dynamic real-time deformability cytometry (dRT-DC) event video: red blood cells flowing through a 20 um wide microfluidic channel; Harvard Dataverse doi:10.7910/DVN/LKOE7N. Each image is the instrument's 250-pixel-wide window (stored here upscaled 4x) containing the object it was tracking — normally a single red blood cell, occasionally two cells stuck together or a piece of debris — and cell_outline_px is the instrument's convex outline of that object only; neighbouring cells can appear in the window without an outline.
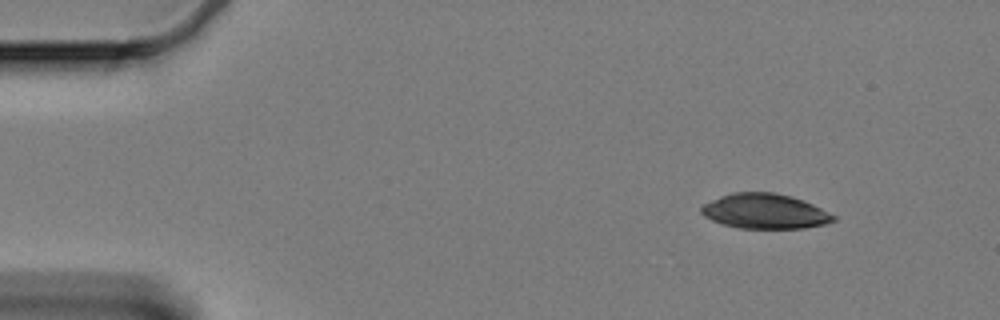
{"species": "Egyptian fruit bat (a non-hibernating species)", "species_latin": "Rousettus aegyptiacus", "temperature_condition": "cold", "stored_images_in_passage": 54, "camera_frame_rate_fps": 3000, "um_per_image_px": 0.085, "animal": {"sex": "female"}, "frame": {"image": 1, "passage_image": 1, "time_ms": 0.0, "image_size_px": [1000, 320], "cell_outline_px": [[836, 220], [824, 224], [804, 228], [740, 228], [724, 224], [712, 220], [704, 216], [700, 212], [700, 208], [704, 204], [720, 196], [732, 192], [776, 192], [792, 196], [804, 200], [836, 216]], "centroid_in_image_um": [65.01, 17.94], "position_along_channel_um": 20.0, "area_um2": 26.88}}
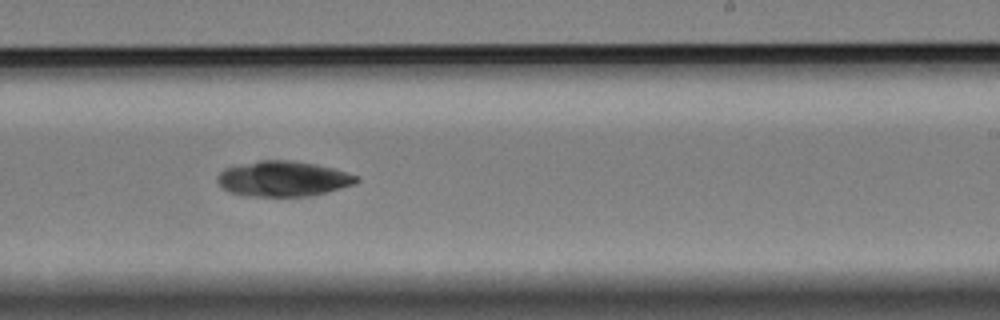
{"frame": {"image": 2, "passage_image": 31, "time_ms": 10.0, "image_size_px": [1000, 320], "cell_outline_px": [[360, 180], [356, 184], [308, 196], [244, 196], [228, 192], [220, 188], [216, 180], [216, 176], [224, 168], [260, 160], [292, 160], [316, 164], [336, 168], [360, 176]], "centroid_in_image_um": [24.06, 15.19], "position_along_channel_um": 264.9, "area_um2": 29.02}}
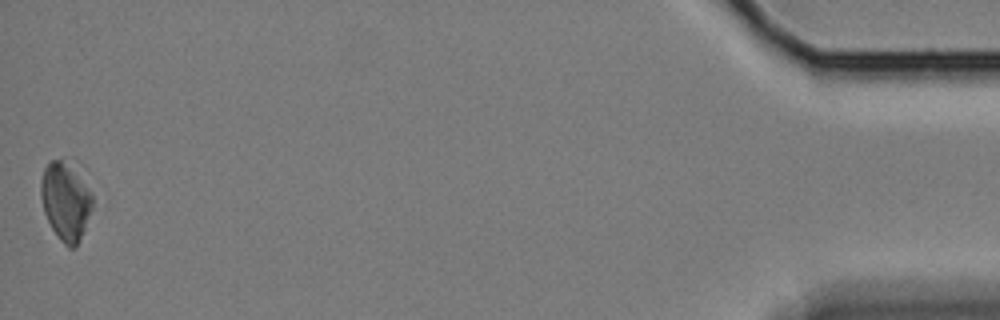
{"frame": {"image": 3, "passage_image": 54, "time_ms": 17.667, "image_size_px": [1000, 320], "cell_outline_px": [[92, 208], [80, 240], [76, 248], [68, 248], [60, 240], [52, 228], [44, 212], [40, 196], [40, 180], [44, 168], [52, 160], [60, 160], [72, 164], [92, 192]], "centroid_in_image_um": [5.57, 17.11], "position_along_channel_um": 429.6, "area_um2": 23.52}, "authors_computed_cell_mechanics": {"area_um2": 28.4376, "velocity_mm_per_s": 3.3073, "shape_relaxation_time_tau1_ms": 3.4047, "shape_relaxation_time_tau2_ms": null, "deformation_change_tau1": 0.0688, "deformation_change_tau2": null}}